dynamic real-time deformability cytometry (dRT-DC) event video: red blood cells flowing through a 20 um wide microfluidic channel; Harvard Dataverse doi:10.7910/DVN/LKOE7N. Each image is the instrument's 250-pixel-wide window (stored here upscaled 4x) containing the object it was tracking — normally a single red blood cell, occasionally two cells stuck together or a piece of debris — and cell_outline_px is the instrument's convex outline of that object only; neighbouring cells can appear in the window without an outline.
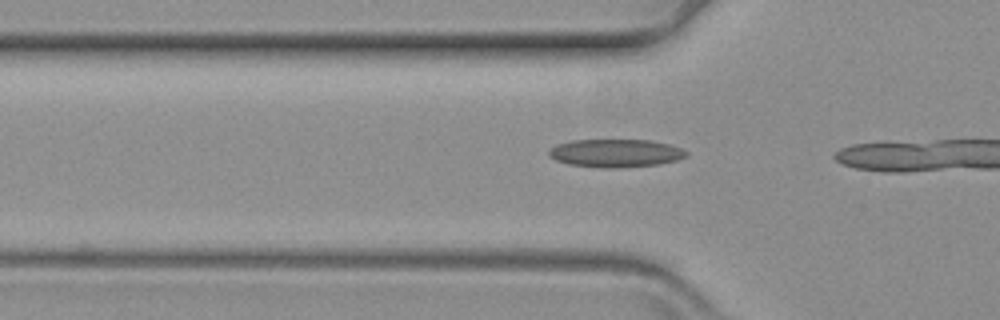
{"species": "common noctule bat (a hibernating species)", "species_latin": "Nyctalus noctula", "temperature_condition": "warm", "stored_images_in_passage": 16, "camera_frame_rate_fps": 3000, "um_per_image_px": 0.085, "animal": {"sex": "female", "body_mass_g": 19.3, "forearm_length_mm": 54.1}, "frame": {"image": 1, "passage_image": 14, "time_ms": 4.333, "image_size_px": [1000, 320], "cell_outline_px": [[688, 156], [676, 160], [656, 164], [620, 168], [600, 168], [568, 164], [556, 160], [548, 156], [548, 148], [556, 144], [572, 140], [648, 140], [668, 144], [680, 148], [688, 152]], "centroid_in_image_um": [52.27, 13.02], "position_along_channel_um": 73.5, "area_um2": 22.54}}